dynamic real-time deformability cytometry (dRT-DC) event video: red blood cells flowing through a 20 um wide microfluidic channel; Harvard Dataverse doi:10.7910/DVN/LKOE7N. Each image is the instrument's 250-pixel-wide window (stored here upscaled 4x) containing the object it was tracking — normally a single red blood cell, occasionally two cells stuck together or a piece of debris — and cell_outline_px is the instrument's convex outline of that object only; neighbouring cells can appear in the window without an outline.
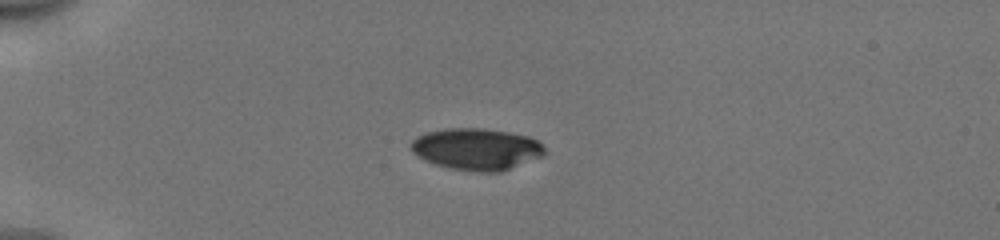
{"species": "human", "species_latin": "Homo sapiens", "temperature_condition": "cold", "stored_images_in_passage": 39, "camera_frame_rate_fps": 3000, "um_per_image_px": 0.085, "donor": {"sex": "male"}, "frame": {"image": 1, "passage_image": 1, "time_ms": 0.0, "image_size_px": [1000, 240], "cell_outline_px": [[548, 152], [544, 156], [500, 172], [480, 172], [452, 168], [436, 164], [416, 156], [412, 152], [412, 140], [416, 136], [424, 132], [444, 128], [480, 128], [508, 132], [528, 136], [544, 144]], "centroid_in_image_um": [40.54, 12.66], "position_along_channel_um": 44.5, "area_um2": 32.66}}
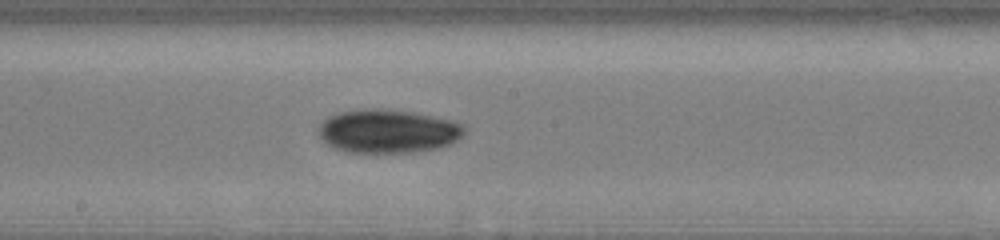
{"frame": {"image": 2, "passage_image": 17, "time_ms": 5.333, "image_size_px": [1000, 240], "cell_outline_px": [[464, 136], [448, 144], [436, 148], [412, 152], [348, 152], [332, 148], [320, 140], [316, 132], [320, 124], [328, 116], [340, 112], [372, 108], [384, 108], [412, 112], [456, 120], [464, 124]], "centroid_in_image_um": [32.94, 11.14], "position_along_channel_um": 215.3, "area_um2": 37.4}}
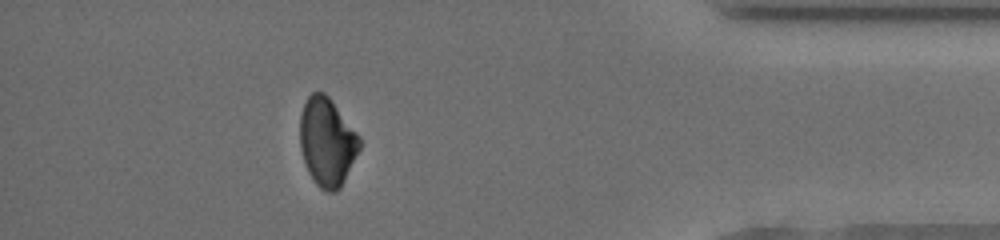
{"frame": {"image": 3, "passage_image": 34, "time_ms": 11.0, "image_size_px": [1000, 240], "cell_outline_px": [[360, 148], [340, 188], [336, 192], [328, 192], [320, 188], [316, 184], [308, 172], [300, 148], [300, 116], [304, 104], [308, 96], [312, 92], [324, 92], [332, 100], [360, 136]], "centroid_in_image_um": [27.79, 12.05], "position_along_channel_um": 407.4, "area_um2": 30.58}, "authors_computed_cell_mechanics": {"area_um2": 34.7956, "velocity_mm_per_s": 3.9822, "shape_relaxation_time_tau1_ms": 5.1674, "shape_relaxation_time_tau2_ms": null, "deformation_change_tau1": 0.1, "deformation_change_tau2": null}}